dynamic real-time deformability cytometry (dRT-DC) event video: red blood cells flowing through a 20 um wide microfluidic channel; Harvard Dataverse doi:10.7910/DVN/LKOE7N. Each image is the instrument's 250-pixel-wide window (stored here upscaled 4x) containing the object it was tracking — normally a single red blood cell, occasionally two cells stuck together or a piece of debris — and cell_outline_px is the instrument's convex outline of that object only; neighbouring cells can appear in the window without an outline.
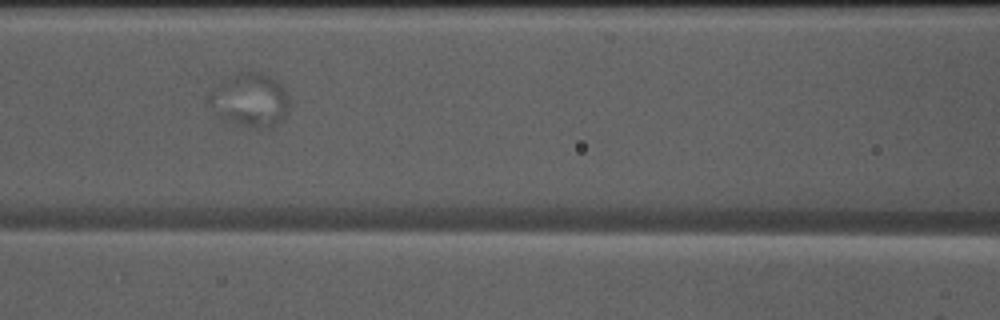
{"species": "Egyptian fruit bat (a non-hibernating species)", "species_latin": "Rousettus aegyptiacus", "temperature_condition": "warm", "stored_images_in_passage": 32, "camera_frame_rate_fps": 3000, "um_per_image_px": 0.085, "animal": {"sex": "male"}, "frame": {"image": 1, "passage_image": 11, "time_ms": 3.333, "image_size_px": [1000, 320], "cell_outline_px": [[288, 104], [284, 120], [280, 124], [272, 128], [248, 128], [236, 124], [216, 116], [204, 100], [224, 80], [236, 72], [256, 72], [276, 80], [280, 84], [288, 96]], "centroid_in_image_um": [21.22, 8.56], "position_along_channel_um": 145.4, "area_um2": 25.32}}
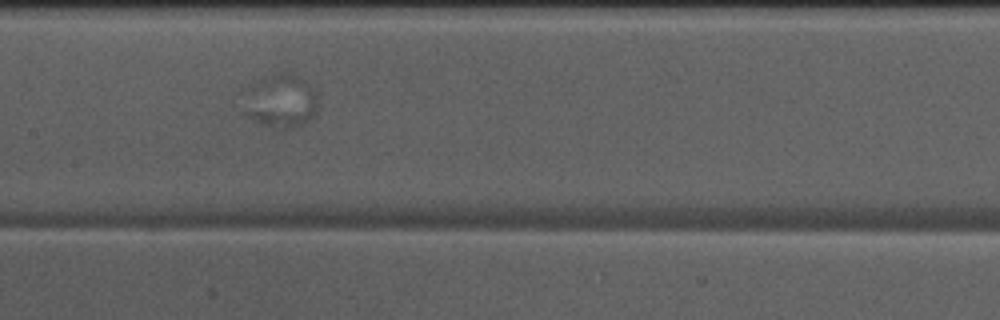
{"frame": {"image": 2, "passage_image": 14, "time_ms": 4.333, "image_size_px": [1000, 320], "cell_outline_px": [[316, 108], [312, 116], [308, 120], [284, 132], [272, 128], [240, 112], [252, 84], [260, 80], [280, 72], [292, 72], [300, 76], [316, 92]], "centroid_in_image_um": [23.86, 8.61], "position_along_channel_um": 183.5, "area_um2": 23.06}}
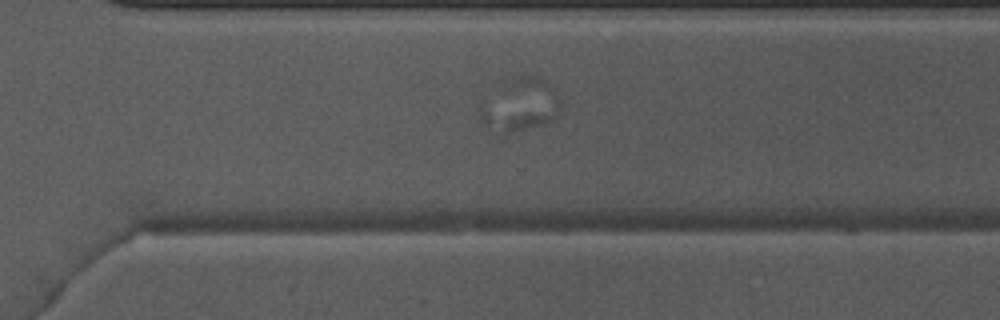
{"frame": {"image": 3, "passage_image": 25, "time_ms": 8.0, "image_size_px": [1000, 320], "cell_outline_px": [[560, 112], [552, 120], [544, 124], [504, 136], [488, 128], [484, 124], [480, 108], [512, 76], [540, 76], [548, 80], [556, 92], [560, 100]], "centroid_in_image_um": [44.29, 8.95], "position_along_channel_um": 326.3, "area_um2": 24.68}}